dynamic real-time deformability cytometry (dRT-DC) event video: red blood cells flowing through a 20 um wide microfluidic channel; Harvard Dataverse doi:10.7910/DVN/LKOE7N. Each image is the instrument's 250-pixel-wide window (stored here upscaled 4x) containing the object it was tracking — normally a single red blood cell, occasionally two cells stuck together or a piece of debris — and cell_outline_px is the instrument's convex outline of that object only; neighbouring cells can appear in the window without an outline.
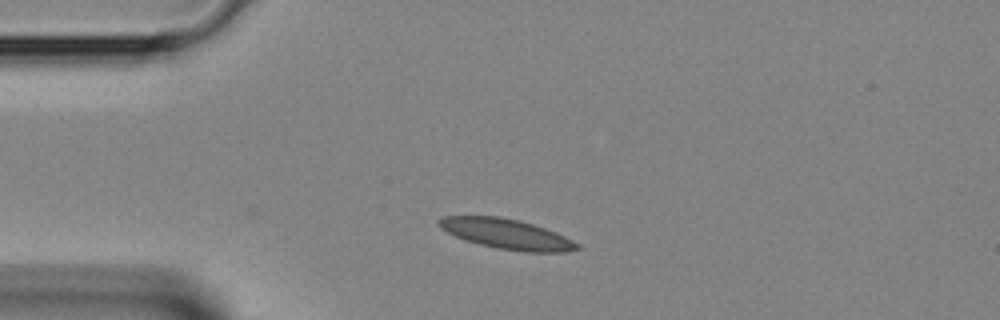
{"species": "Egyptian fruit bat (a non-hibernating species)", "species_latin": "Rousettus aegyptiacus", "temperature_condition": "room temperature", "stored_images_in_passage": 2, "camera_frame_rate_fps": 3000, "um_per_image_px": 0.085, "animal": {"sex": "female"}, "frame": {"image": 1, "passage_image": 2, "time_ms": 0.333, "image_size_px": [1000, 320], "cell_outline_px": [[580, 248], [568, 252], [524, 252], [496, 248], [464, 240], [440, 228], [436, 224], [436, 220], [444, 216], [500, 216], [520, 220], [556, 232], [580, 244]], "centroid_in_image_um": [43.05, 19.89], "position_along_channel_um": 41.9, "area_um2": 24.33}}